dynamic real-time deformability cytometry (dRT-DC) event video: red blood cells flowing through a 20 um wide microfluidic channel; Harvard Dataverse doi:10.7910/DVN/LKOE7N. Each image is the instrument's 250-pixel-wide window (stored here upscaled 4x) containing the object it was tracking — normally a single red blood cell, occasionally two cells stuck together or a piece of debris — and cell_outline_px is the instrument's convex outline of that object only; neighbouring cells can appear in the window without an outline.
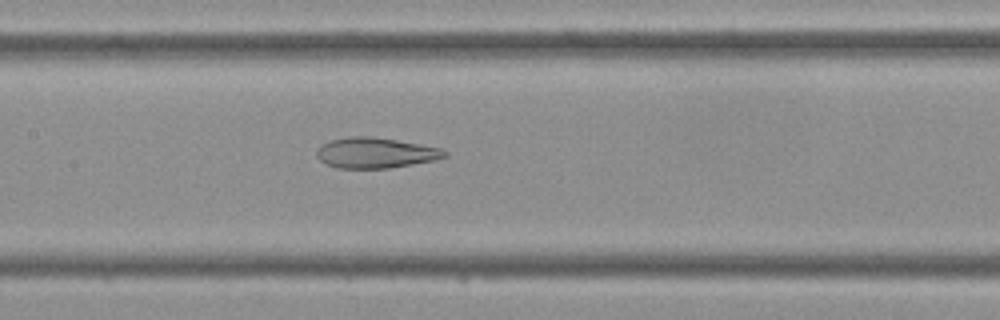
{"species": "Egyptian fruit bat (a non-hibernating species)", "species_latin": "Rousettus aegyptiacus", "temperature_condition": "cold", "stored_images_in_passage": 44, "camera_frame_rate_fps": 3000, "um_per_image_px": 0.085, "frame": {"image": 1, "passage_image": 21, "time_ms": 6.667, "image_size_px": [1000, 320], "cell_outline_px": [[448, 156], [436, 160], [388, 168], [336, 168], [320, 160], [316, 156], [316, 152], [320, 144], [332, 140], [348, 136], [372, 136], [420, 144], [440, 148], [448, 152]], "centroid_in_image_um": [31.91, 12.99], "position_along_channel_um": 175.5, "area_um2": 22.77}}
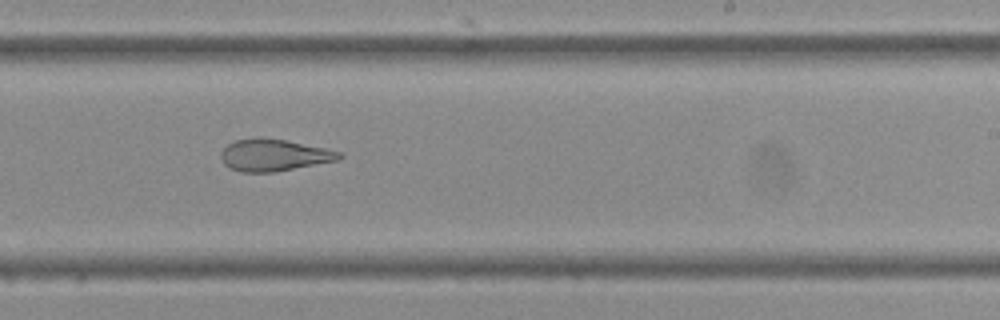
{"frame": {"image": 2, "passage_image": 27, "time_ms": 8.667, "image_size_px": [1000, 320], "cell_outline_px": [[344, 156], [340, 160], [276, 172], [240, 172], [228, 168], [224, 164], [220, 156], [220, 152], [228, 144], [236, 140], [260, 136], [284, 140], [324, 148], [340, 152]], "centroid_in_image_um": [23.26, 13.19], "position_along_channel_um": 265.7, "area_um2": 22.2}}
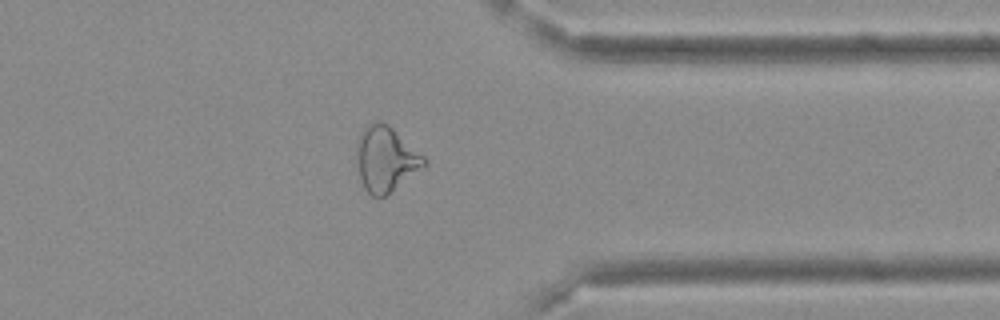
{"frame": {"image": 3, "passage_image": 35, "time_ms": 11.333, "image_size_px": [1000, 320], "cell_outline_px": [[428, 164], [384, 196], [372, 196], [364, 188], [360, 176], [356, 156], [356, 140], [364, 128], [372, 120], [380, 120], [388, 124], [424, 156], [428, 160]], "centroid_in_image_um": [32.78, 13.48], "position_along_channel_um": 378.6, "area_um2": 25.49}}